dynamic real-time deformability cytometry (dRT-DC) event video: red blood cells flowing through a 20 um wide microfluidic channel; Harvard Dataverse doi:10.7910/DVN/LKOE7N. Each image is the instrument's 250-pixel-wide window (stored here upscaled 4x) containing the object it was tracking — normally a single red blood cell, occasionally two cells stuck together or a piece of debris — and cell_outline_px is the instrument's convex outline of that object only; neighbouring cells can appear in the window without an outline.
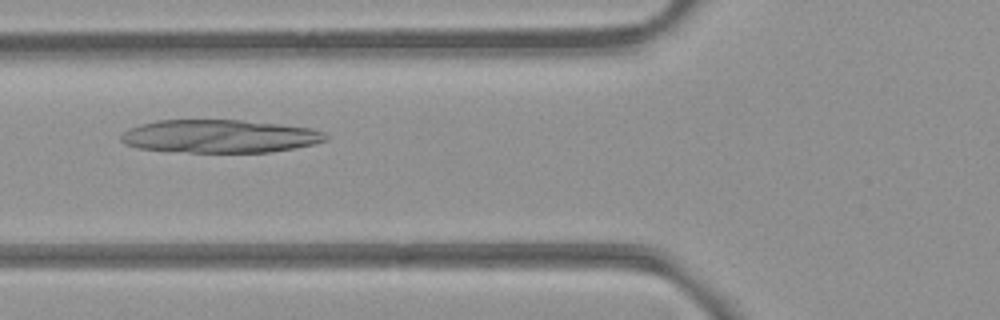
{"species": "common noctule bat (a hibernating species)", "species_latin": "Nyctalus noctula", "temperature_condition": "room temperature", "stored_images_in_passage": 4, "camera_frame_rate_fps": 3000, "um_per_image_px": 0.085, "animal": {"sex": "female", "body_mass_g": 21.9}, "frame": {"image": 1, "passage_image": 4, "time_ms": 1.0, "image_size_px": [1000, 320], "cell_outline_px": [[328, 140], [312, 144], [272, 152], [188, 152], [140, 148], [124, 144], [120, 140], [120, 136], [128, 128], [140, 124], [156, 120], [240, 120], [312, 128], [324, 132], [328, 136]], "centroid_in_image_um": [18.65, 11.58], "position_along_channel_um": 107.1, "area_um2": 39.3}}